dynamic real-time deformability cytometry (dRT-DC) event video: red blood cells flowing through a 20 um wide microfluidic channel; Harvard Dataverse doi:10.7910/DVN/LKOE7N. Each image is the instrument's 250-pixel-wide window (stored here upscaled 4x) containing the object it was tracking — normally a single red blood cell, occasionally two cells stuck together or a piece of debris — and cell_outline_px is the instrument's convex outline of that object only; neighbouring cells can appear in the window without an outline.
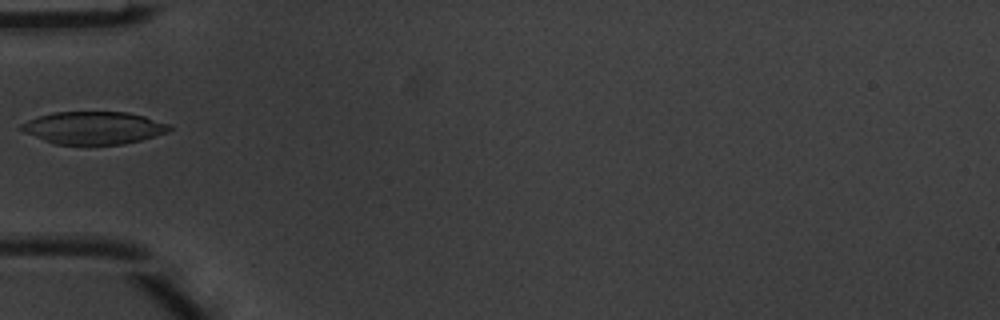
{"species": "common noctule bat (a hibernating species)", "species_latin": "Nyctalus noctula", "temperature_condition": "warm", "stored_images_in_passage": 4, "camera_frame_rate_fps": 3000, "um_per_image_px": 0.085, "animal": {"sex": "male", "body_mass_g": 20.1, "forearm_length_mm": 53.5}, "frame": {"image": 1, "passage_image": 4, "time_ms": 1.0, "image_size_px": [1000, 320], "cell_outline_px": [[172, 128], [168, 132], [156, 136], [124, 144], [56, 144], [44, 140], [24, 132], [16, 128], [20, 124], [28, 120], [52, 112], [128, 112], [144, 116], [172, 124]], "centroid_in_image_um": [7.98, 10.86], "position_along_channel_um": 77.0, "area_um2": 28.21}}